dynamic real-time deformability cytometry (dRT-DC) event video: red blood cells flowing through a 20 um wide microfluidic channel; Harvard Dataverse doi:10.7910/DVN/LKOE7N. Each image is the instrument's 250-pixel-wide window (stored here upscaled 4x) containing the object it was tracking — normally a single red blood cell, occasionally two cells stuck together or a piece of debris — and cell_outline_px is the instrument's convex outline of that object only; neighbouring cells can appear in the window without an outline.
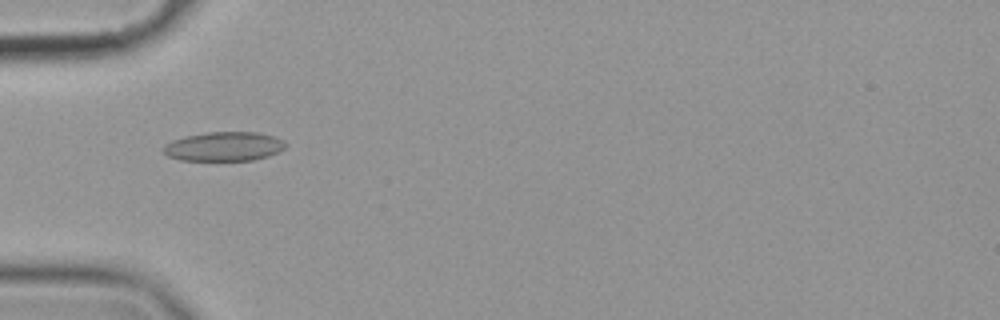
{"species": "common noctule bat (a hibernating species)", "species_latin": "Nyctalus noctula", "temperature_condition": "cold", "stored_images_in_passage": 57, "camera_frame_rate_fps": 3000, "um_per_image_px": 0.085, "animal": {"sex": "female", "body_mass_g": 19.9}, "frame": {"image": 1, "passage_image": 19, "time_ms": 6.0, "image_size_px": [1000, 320], "cell_outline_px": [[288, 144], [284, 148], [268, 156], [252, 160], [180, 160], [168, 156], [164, 152], [164, 144], [172, 140], [184, 136], [208, 132], [256, 132], [272, 136], [284, 140]], "centroid_in_image_um": [19.03, 12.44], "position_along_channel_um": 66.0, "area_um2": 20.69}}
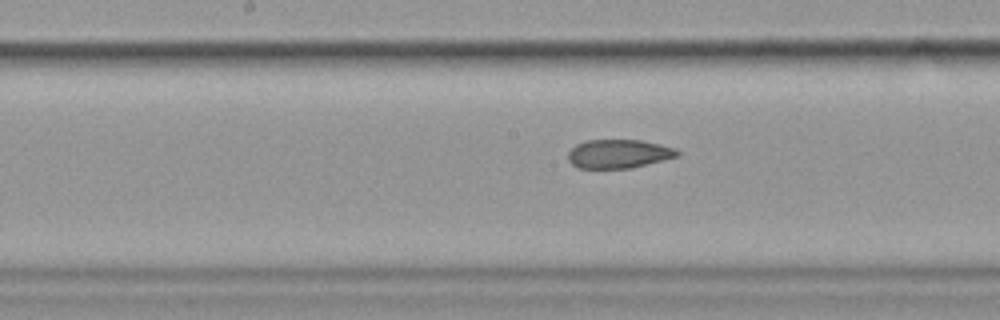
{"frame": {"image": 2, "passage_image": 30, "time_ms": 9.667, "image_size_px": [1000, 320], "cell_outline_px": [[680, 156], [632, 168], [580, 168], [572, 164], [568, 160], [568, 152], [576, 144], [588, 140], [640, 140], [660, 144], [676, 148], [680, 152]], "centroid_in_image_um": [52.62, 13.07], "position_along_channel_um": 195.6, "area_um2": 18.38}}
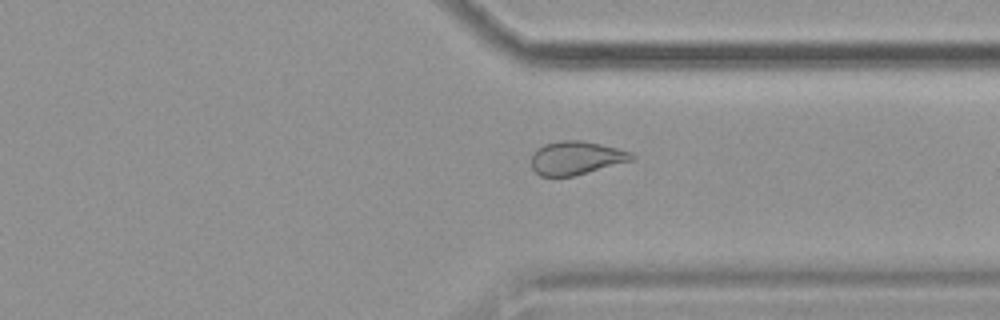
{"frame": {"image": 3, "passage_image": 44, "time_ms": 14.333, "image_size_px": [1000, 320], "cell_outline_px": [[636, 160], [572, 176], [540, 176], [532, 168], [532, 156], [536, 148], [544, 144], [560, 140], [580, 140], [600, 144], [632, 152], [636, 156]], "centroid_in_image_um": [49.0, 13.42], "position_along_channel_um": 362.4, "area_um2": 19.65}, "authors_computed_cell_mechanics": {"area_um2": 20.9814, "velocity_mm_per_s": 3.5675, "shape_relaxation_time_tau1_ms": null, "shape_relaxation_time_tau2_ms": 2.9545, "deformation_change_tau1": null, "deformation_change_tau2": 0.0951}}